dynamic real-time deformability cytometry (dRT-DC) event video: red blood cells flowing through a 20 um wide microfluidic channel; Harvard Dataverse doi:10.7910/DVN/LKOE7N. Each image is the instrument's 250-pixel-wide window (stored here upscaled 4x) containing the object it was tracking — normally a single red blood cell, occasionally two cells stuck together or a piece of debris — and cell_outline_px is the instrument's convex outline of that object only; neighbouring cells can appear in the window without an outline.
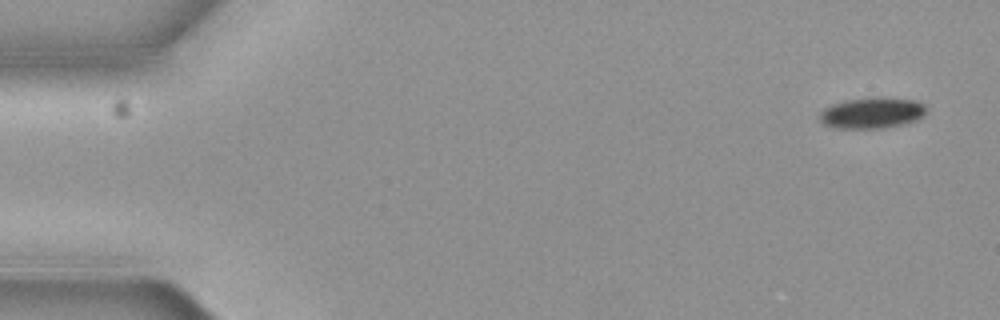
{"species": "common noctule bat (a hibernating species)", "species_latin": "Nyctalus noctula", "temperature_condition": "cold", "stored_images_in_passage": 6, "camera_frame_rate_fps": 3000, "um_per_image_px": 0.085, "animal": {"sex": "female", "body_mass_g": 19.3, "forearm_length_mm": 54.1}, "frame": {"image": 1, "passage_image": 1, "time_ms": 0.0, "image_size_px": [1000, 320], "cell_outline_px": [[924, 116], [916, 120], [904, 124], [880, 128], [836, 128], [824, 124], [820, 120], [820, 112], [824, 108], [832, 104], [844, 100], [880, 96], [916, 100], [924, 104]], "centroid_in_image_um": [74.11, 9.58], "position_along_channel_um": 10.9, "area_um2": 19.36}}